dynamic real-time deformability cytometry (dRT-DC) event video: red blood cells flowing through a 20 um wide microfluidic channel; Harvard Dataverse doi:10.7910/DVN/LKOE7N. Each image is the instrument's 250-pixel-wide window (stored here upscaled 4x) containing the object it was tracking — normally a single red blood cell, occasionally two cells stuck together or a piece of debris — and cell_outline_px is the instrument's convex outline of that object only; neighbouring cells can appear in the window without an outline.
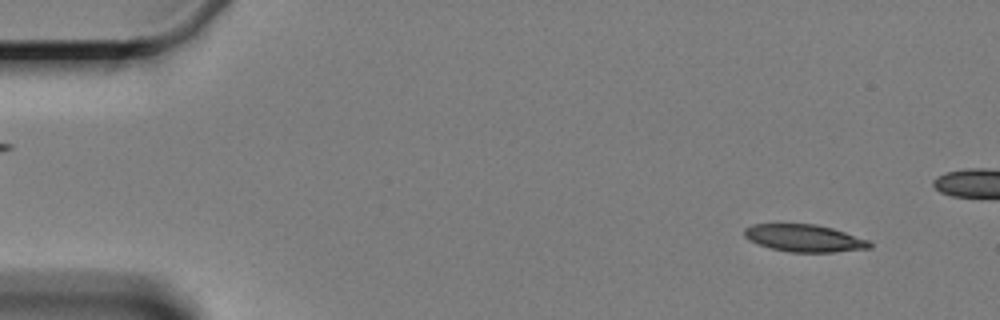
{"species": "Egyptian fruit bat (a non-hibernating species)", "species_latin": "Rousettus aegyptiacus", "temperature_condition": "cold", "stored_images_in_passage": 5, "segment_of_instrument_passage": [2, 2], "camera_frame_rate_fps": 3000, "um_per_image_px": 0.085, "animal": {"sex": "female"}, "frame": {"image": 1, "passage_image": 5, "time_ms": 5.667, "image_size_px": [1000, 320], "cell_outline_px": [[872, 248], [832, 252], [792, 252], [772, 248], [748, 240], [744, 236], [744, 228], [752, 224], [816, 224], [832, 228], [868, 240], [872, 244]], "centroid_in_image_um": [68.36, 20.24], "position_along_channel_um": 16.6, "area_um2": 19.77}}